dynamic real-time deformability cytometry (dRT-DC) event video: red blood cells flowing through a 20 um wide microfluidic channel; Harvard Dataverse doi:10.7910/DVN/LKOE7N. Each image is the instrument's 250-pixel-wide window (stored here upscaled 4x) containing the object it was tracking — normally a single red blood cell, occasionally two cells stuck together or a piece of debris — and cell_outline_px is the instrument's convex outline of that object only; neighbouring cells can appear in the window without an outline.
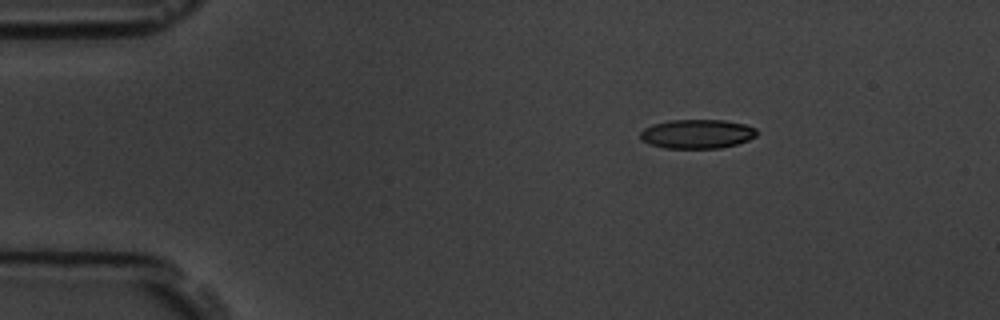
{"species": "common noctule bat (a hibernating species)", "species_latin": "Nyctalus noctula", "temperature_condition": "room temperature", "stored_images_in_passage": 4, "segment_of_instrument_passage": [1, 2], "camera_frame_rate_fps": 3000, "um_per_image_px": 0.085, "animal": {"sex": "male", "body_mass_g": 19.5, "forearm_length_mm": 54.6}, "frame": {"image": 1, "passage_image": 1, "time_ms": 0.0, "image_size_px": [1000, 320], "cell_outline_px": [[760, 132], [756, 136], [748, 140], [736, 144], [720, 148], [664, 148], [648, 144], [640, 140], [640, 132], [644, 128], [652, 124], [672, 120], [724, 120], [744, 124], [756, 128]], "centroid_in_image_um": [59.25, 11.38], "position_along_channel_um": 25.8, "area_um2": 19.94}}